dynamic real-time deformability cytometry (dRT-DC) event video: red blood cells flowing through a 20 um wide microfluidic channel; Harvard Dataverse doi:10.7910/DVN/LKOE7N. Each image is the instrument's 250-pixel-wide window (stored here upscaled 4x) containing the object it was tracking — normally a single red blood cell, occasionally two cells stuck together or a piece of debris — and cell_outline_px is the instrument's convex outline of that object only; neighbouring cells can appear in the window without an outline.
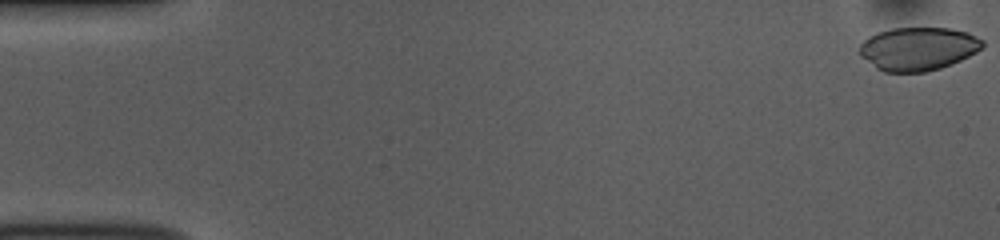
{"species": "common noctule bat (a hibernating species)", "species_latin": "Nyctalus noctula", "temperature_condition": "room temperature", "stored_images_in_passage": 52, "camera_frame_rate_fps": 3000, "um_per_image_px": 0.085, "animal": {"sex": "female", "body_mass_g": 10.0, "forearm_length_mm": 53.1}, "frame": {"image": 1, "passage_image": 1, "time_ms": 0.0, "image_size_px": [1000, 240], "cell_outline_px": [[984, 44], [976, 52], [960, 60], [940, 68], [924, 72], [884, 72], [876, 68], [860, 56], [860, 44], [868, 36], [876, 32], [892, 28], [948, 28], [968, 32], [984, 40]], "centroid_in_image_um": [78.01, 4.14], "position_along_channel_um": 7.0, "area_um2": 31.04}}
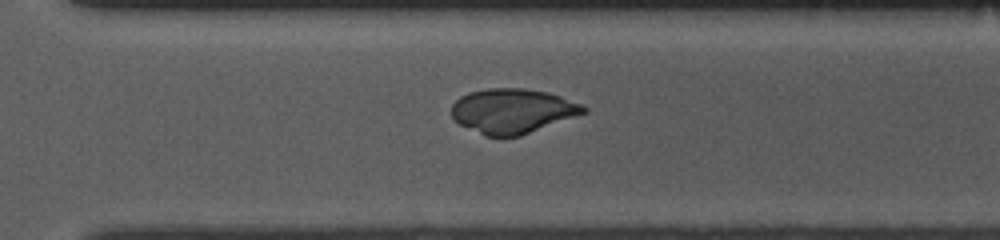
{"frame": {"image": 2, "passage_image": 37, "time_ms": 12.0, "image_size_px": [1000, 240], "cell_outline_px": [[588, 112], [520, 136], [484, 136], [460, 124], [452, 116], [452, 104], [460, 96], [468, 92], [488, 88], [520, 88], [548, 92], [560, 96], [580, 104], [588, 108]], "centroid_in_image_um": [43.56, 9.43], "position_along_channel_um": 327.0, "area_um2": 34.28}}